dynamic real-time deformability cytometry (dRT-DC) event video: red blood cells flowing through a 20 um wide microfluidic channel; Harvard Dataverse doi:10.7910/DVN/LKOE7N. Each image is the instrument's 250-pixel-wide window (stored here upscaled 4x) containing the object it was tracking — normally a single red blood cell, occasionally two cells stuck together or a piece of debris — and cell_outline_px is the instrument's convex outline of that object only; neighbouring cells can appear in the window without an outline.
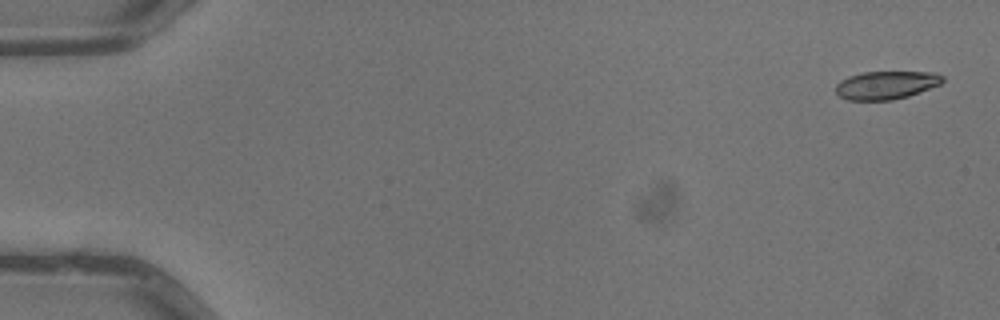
{"species": "common noctule bat (a hibernating species)", "species_latin": "Nyctalus noctula", "temperature_condition": "warm", "stored_images_in_passage": 5, "segment_of_instrument_passage": [2, 2], "camera_frame_rate_fps": 3000, "um_per_image_px": 0.085, "animal": {"sex": "male", "body_mass_g": 13.3}, "frame": {"image": 1, "passage_image": 5, "time_ms": 1.333, "image_size_px": [1000, 320], "cell_outline_px": [[944, 80], [940, 84], [908, 96], [892, 100], [848, 100], [840, 96], [836, 92], [836, 84], [840, 80], [848, 76], [864, 72], [936, 72], [944, 76]], "centroid_in_image_um": [75.32, 7.22], "position_along_channel_um": 9.7, "area_um2": 17.51}}